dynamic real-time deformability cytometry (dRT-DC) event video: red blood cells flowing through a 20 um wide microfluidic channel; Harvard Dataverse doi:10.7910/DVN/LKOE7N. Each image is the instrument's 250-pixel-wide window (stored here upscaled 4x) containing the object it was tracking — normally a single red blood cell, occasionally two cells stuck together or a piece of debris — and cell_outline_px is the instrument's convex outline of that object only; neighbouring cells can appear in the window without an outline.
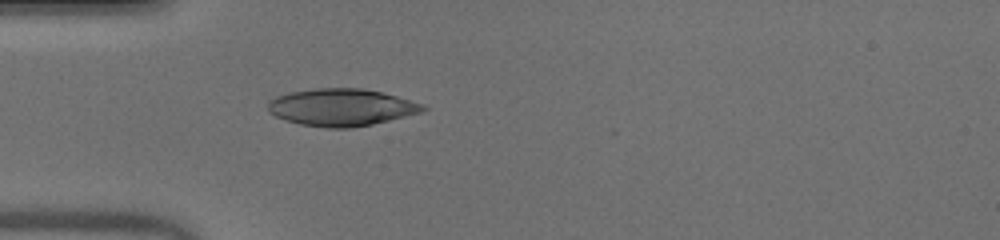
{"species": "human", "species_latin": "Homo sapiens", "temperature_condition": "warm", "stored_images_in_passage": 28, "camera_frame_rate_fps": 3000, "um_per_image_px": 0.085, "donor": {"sex": "male"}, "frame": {"image": 1, "passage_image": 1, "time_ms": 0.0, "image_size_px": [1000, 240], "cell_outline_px": [[428, 108], [420, 112], [372, 124], [348, 128], [328, 128], [300, 124], [284, 120], [268, 112], [268, 100], [276, 96], [288, 92], [316, 88], [364, 88], [396, 96], [424, 104]], "centroid_in_image_um": [28.97, 9.11], "position_along_channel_um": 56.0, "area_um2": 33.52}}
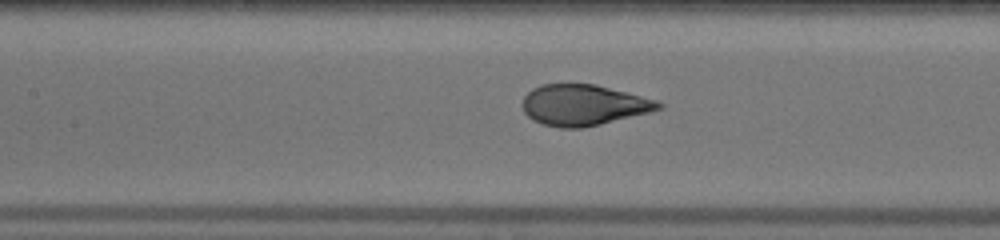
{"frame": {"image": 2, "passage_image": 9, "time_ms": 2.667, "image_size_px": [1000, 240], "cell_outline_px": [[664, 108], [652, 112], [600, 124], [580, 128], [560, 128], [544, 124], [532, 120], [524, 112], [520, 104], [524, 96], [532, 88], [540, 84], [596, 84], [656, 100], [664, 104]], "centroid_in_image_um": [49.58, 8.93], "position_along_channel_um": 157.8, "area_um2": 32.6}}
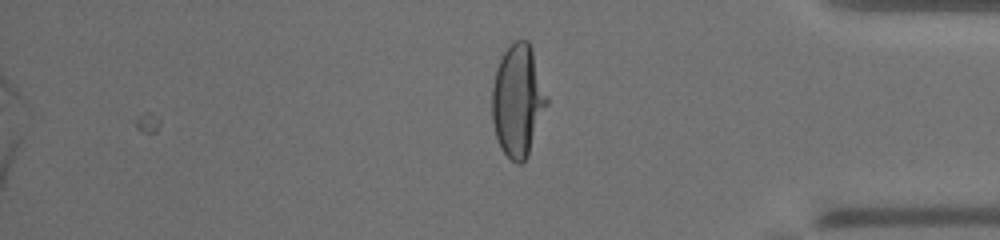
{"frame": {"image": 3, "passage_image": 28, "time_ms": 9.0, "image_size_px": [1000, 240], "cell_outline_px": [[548, 104], [528, 156], [520, 164], [516, 164], [500, 148], [496, 136], [492, 120], [492, 88], [496, 68], [504, 52], [516, 40], [528, 40], [532, 48], [548, 96]], "centroid_in_image_um": [44.03, 8.56], "position_along_channel_um": 391.2, "area_um2": 35.84}, "authors_computed_cell_mechanics": {"area_um2": 33.4662, "velocity_mm_per_s": 4.0281, "shape_relaxation_time_tau1_ms": 5.9703, "shape_relaxation_time_tau2_ms": null, "deformation_change_tau1": 0.2902, "deformation_change_tau2": null}}